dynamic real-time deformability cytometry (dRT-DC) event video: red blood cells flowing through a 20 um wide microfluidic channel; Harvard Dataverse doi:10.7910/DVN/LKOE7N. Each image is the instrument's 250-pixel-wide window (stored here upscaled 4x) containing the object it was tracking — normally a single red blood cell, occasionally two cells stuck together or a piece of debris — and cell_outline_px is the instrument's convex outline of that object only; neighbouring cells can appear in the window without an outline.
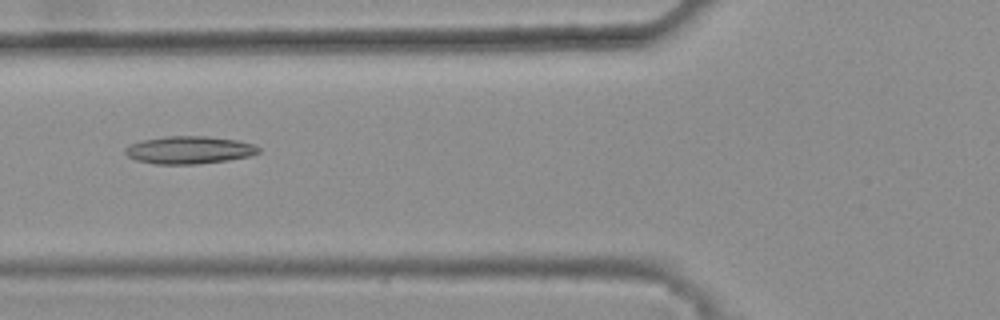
{"species": "common noctule bat (a hibernating species)", "species_latin": "Nyctalus noctula", "temperature_condition": "warm", "stored_images_in_passage": 9, "camera_frame_rate_fps": 3000, "um_per_image_px": 0.085, "animal": {"sex": "female", "body_mass_g": 25.1}, "frame": {"image": 1, "passage_image": 6, "time_ms": 1.667, "image_size_px": [1000, 320], "cell_outline_px": [[260, 152], [252, 156], [228, 160], [196, 164], [156, 164], [136, 160], [128, 156], [124, 152], [124, 148], [128, 144], [144, 140], [168, 136], [208, 136], [236, 140], [252, 144], [260, 148]], "centroid_in_image_um": [16.08, 12.75], "position_along_channel_um": 109.7, "area_um2": 21.5}}
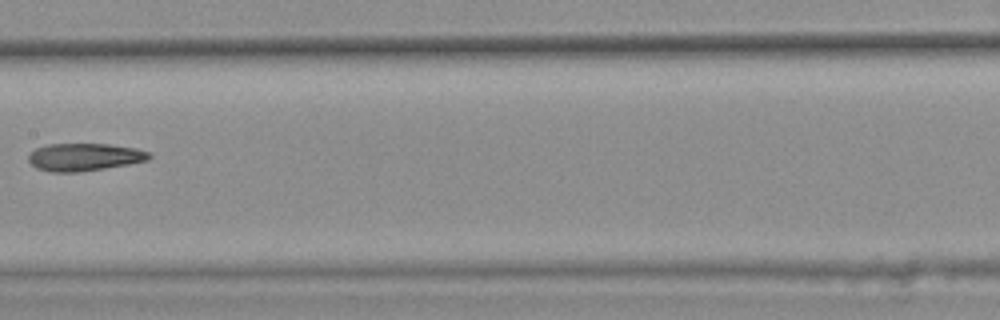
{"frame": {"image": 2, "passage_image": 8, "time_ms": 2.333, "image_size_px": [1000, 320], "cell_outline_px": [[152, 156], [148, 160], [128, 164], [104, 168], [76, 172], [52, 172], [36, 168], [28, 160], [28, 156], [36, 148], [48, 144], [112, 144], [136, 148], [148, 152]], "centroid_in_image_um": [7.17, 13.34], "position_along_channel_um": 200.2, "area_um2": 19.31}}
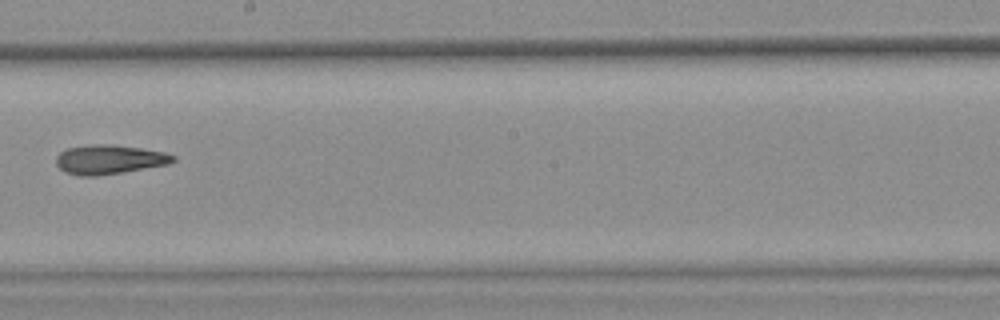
{"frame": {"image": 3, "passage_image": 9, "time_ms": 2.667, "image_size_px": [1000, 320], "cell_outline_px": [[176, 160], [168, 164], [96, 176], [80, 176], [64, 172], [56, 164], [56, 156], [60, 152], [68, 148], [88, 144], [112, 144], [140, 148], [164, 152], [176, 156]], "centroid_in_image_um": [9.26, 13.55], "position_along_channel_um": 238.9, "area_um2": 19.88}}